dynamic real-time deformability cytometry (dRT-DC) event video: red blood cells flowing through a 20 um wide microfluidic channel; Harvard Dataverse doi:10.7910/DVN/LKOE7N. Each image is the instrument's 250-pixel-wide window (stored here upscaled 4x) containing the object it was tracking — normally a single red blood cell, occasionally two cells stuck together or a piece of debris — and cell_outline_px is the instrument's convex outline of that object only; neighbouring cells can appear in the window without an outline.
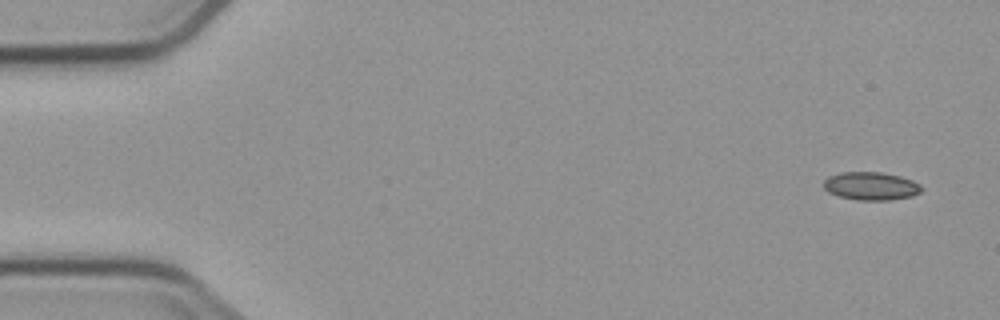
{"species": "common noctule bat (a hibernating species)", "species_latin": "Nyctalus noctula", "temperature_condition": "cold", "stored_images_in_passage": 6, "camera_frame_rate_fps": 3000, "um_per_image_px": 0.085, "animal": {"sex": "male", "body_mass_g": 23.1, "forearm_length_mm": 52.7}, "frame": {"image": 1, "passage_image": 1, "time_ms": 0.0, "image_size_px": [1000, 320], "cell_outline_px": [[924, 188], [920, 192], [912, 196], [888, 200], [856, 200], [840, 196], [828, 192], [824, 188], [824, 180], [828, 176], [840, 172], [880, 172], [900, 176], [912, 180], [920, 184]], "centroid_in_image_um": [74.04, 15.81], "position_along_channel_um": 11.0, "area_um2": 16.07}}
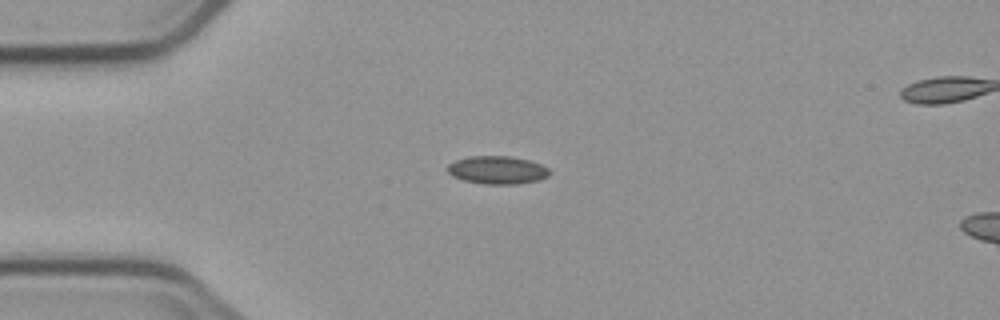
{"frame": {"image": 2, "passage_image": 4, "time_ms": 3.667, "image_size_px": [1000, 320], "cell_outline_px": [[552, 172], [548, 176], [540, 180], [516, 184], [484, 184], [464, 180], [452, 176], [448, 172], [448, 164], [456, 160], [468, 156], [508, 156], [528, 160], [540, 164], [548, 168]], "centroid_in_image_um": [42.28, 14.45], "position_along_channel_um": 42.7, "area_um2": 16.65}}
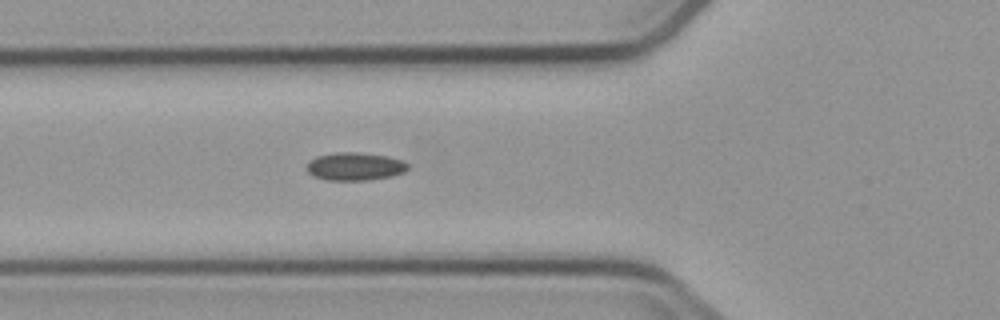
{"frame": {"image": 3, "passage_image": 6, "time_ms": 5.667, "image_size_px": [1000, 320], "cell_outline_px": [[408, 168], [404, 172], [392, 176], [368, 180], [324, 180], [308, 172], [308, 164], [316, 156], [336, 152], [360, 152], [388, 156], [400, 160], [408, 164]], "centroid_in_image_um": [30.19, 14.14], "position_along_channel_um": 95.6, "area_um2": 16.36}}